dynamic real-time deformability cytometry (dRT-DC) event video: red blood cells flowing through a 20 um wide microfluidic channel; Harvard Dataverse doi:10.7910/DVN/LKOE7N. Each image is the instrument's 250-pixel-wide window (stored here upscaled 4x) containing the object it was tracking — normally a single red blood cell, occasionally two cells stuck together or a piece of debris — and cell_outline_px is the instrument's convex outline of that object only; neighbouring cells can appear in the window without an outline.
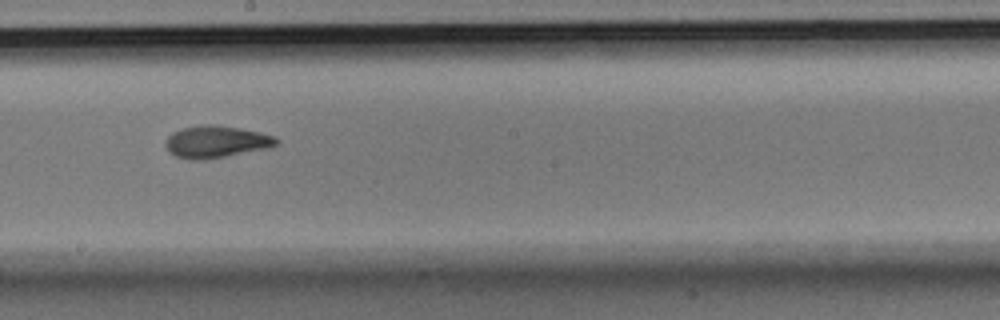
{"species": "Egyptian fruit bat (a non-hibernating species)", "species_latin": "Rousettus aegyptiacus", "temperature_condition": "room temperature", "stored_images_in_passage": 9, "camera_frame_rate_fps": 3000, "um_per_image_px": 0.085, "animal": {"sex": "male"}, "frame": {"image": 1, "passage_image": 8, "time_ms": 2.333, "image_size_px": [1000, 320], "cell_outline_px": [[280, 140], [276, 144], [268, 148], [224, 156], [200, 160], [192, 160], [176, 156], [168, 152], [164, 144], [168, 136], [172, 132], [184, 128], [204, 124], [216, 124], [240, 128], [260, 132], [276, 136]], "centroid_in_image_um": [18.36, 12.04], "position_along_channel_um": 229.8, "area_um2": 20.69}}
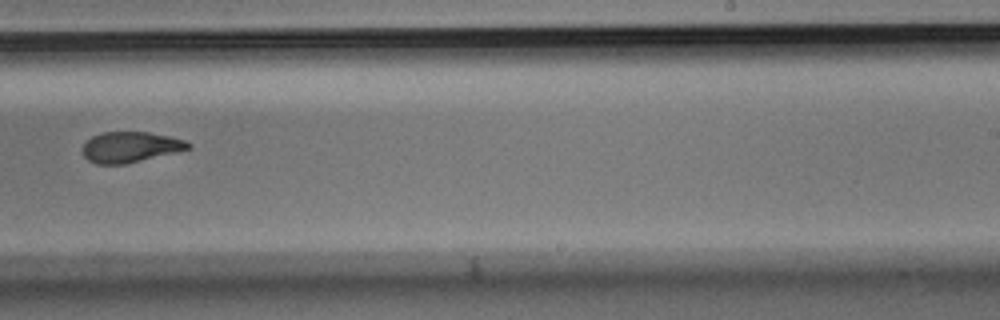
{"frame": {"image": 2, "passage_image": 9, "time_ms": 2.667, "image_size_px": [1000, 320], "cell_outline_px": [[192, 148], [124, 164], [96, 164], [88, 160], [84, 156], [84, 144], [92, 136], [100, 132], [148, 132], [168, 136], [184, 140], [192, 144]], "centroid_in_image_um": [11.08, 12.49], "position_along_channel_um": 277.9, "area_um2": 18.61}}